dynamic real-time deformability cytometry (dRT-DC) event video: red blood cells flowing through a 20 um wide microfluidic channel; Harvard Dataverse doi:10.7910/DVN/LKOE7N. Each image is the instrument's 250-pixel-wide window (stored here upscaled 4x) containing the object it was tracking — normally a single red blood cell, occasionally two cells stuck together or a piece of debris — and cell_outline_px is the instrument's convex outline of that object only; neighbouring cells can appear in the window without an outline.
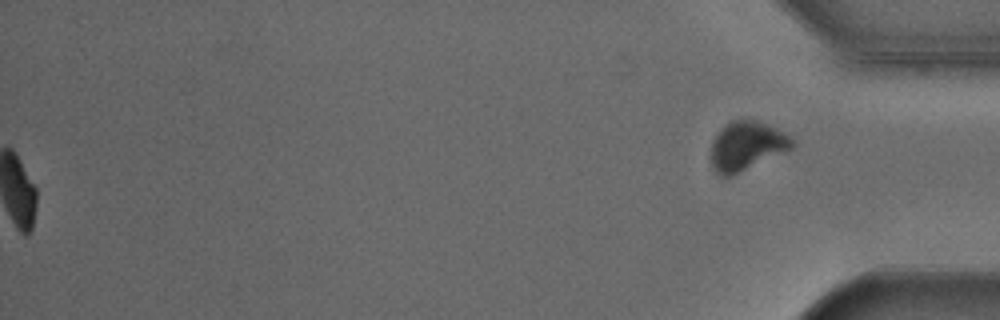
{"species": "Egyptian fruit bat (a non-hibernating species)", "species_latin": "Rousettus aegyptiacus", "temperature_condition": "cold", "stored_images_in_passage": 53, "segment_of_instrument_passage": [2, 2], "camera_frame_rate_fps": 3000, "um_per_image_px": 0.085, "animal": {"sex": "male"}, "frame": {"image": 1, "passage_image": 53, "time_ms": 17.333, "image_size_px": [1000, 320], "cell_outline_px": [[796, 144], [792, 148], [732, 176], [720, 176], [712, 168], [712, 140], [732, 120], [756, 120], [776, 128], [792, 136], [796, 140]], "centroid_in_image_um": [63.51, 12.41], "position_along_channel_um": 371.7, "area_um2": 22.89}}